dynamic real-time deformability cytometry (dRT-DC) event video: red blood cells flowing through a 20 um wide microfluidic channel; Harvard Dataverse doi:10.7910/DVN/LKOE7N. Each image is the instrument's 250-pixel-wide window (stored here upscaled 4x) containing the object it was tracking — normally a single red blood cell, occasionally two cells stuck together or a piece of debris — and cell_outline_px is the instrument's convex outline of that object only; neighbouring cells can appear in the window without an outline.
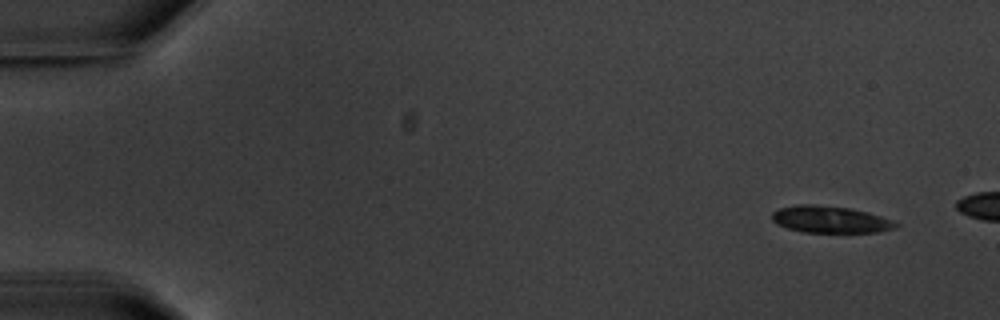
{"species": "common noctule bat (a hibernating species)", "species_latin": "Nyctalus noctula", "temperature_condition": "warm", "stored_images_in_passage": 5, "camera_frame_rate_fps": 3000, "um_per_image_px": 0.085, "animal": {"sex": "male", "body_mass_g": 20.1, "forearm_length_mm": 53.5}, "frame": {"image": 1, "passage_image": 1, "time_ms": 0.0, "image_size_px": [1000, 320], "cell_outline_px": [[900, 224], [896, 228], [880, 232], [804, 232], [788, 228], [776, 224], [772, 220], [772, 212], [780, 208], [796, 204], [812, 204], [848, 208], [880, 216], [892, 220]], "centroid_in_image_um": [70.55, 18.66], "position_along_channel_um": 14.4, "area_um2": 19.25}}